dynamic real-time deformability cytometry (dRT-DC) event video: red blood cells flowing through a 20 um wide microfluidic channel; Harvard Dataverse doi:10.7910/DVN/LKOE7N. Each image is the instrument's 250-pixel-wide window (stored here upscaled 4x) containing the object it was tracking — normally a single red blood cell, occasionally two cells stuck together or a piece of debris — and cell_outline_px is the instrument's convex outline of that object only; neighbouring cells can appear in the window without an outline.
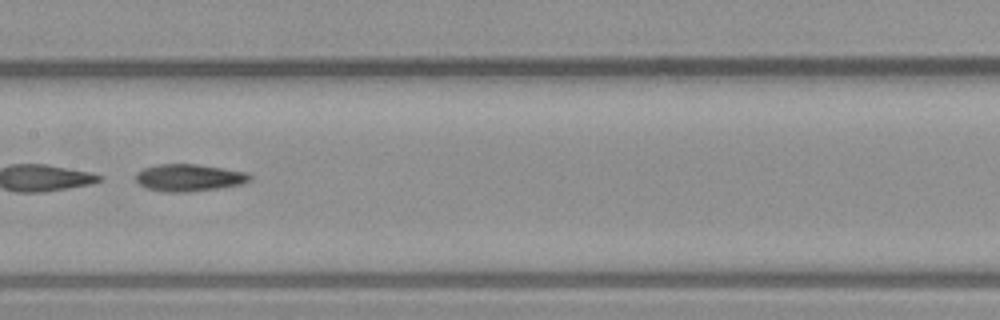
{"species": "common noctule bat (a hibernating species)", "species_latin": "Nyctalus noctula", "temperature_condition": "warm", "stored_images_in_passage": 38, "camera_frame_rate_fps": 3000, "um_per_image_px": 0.085, "animal": {"sex": "male", "body_mass_g": 23.1, "forearm_length_mm": 52.7}, "frame": {"image": 1, "passage_image": 12, "time_ms": 3.667, "image_size_px": [1000, 320], "cell_outline_px": [[252, 180], [244, 184], [188, 192], [168, 192], [148, 188], [140, 184], [136, 180], [136, 172], [144, 168], [156, 164], [196, 164], [248, 172], [252, 176]], "centroid_in_image_um": [16.11, 15.09], "position_along_channel_um": 191.3, "area_um2": 18.03}, "authors_computed_cell_mechanics": {"area_um2": 18.5249, "velocity_mm_per_s": 3.7989, "shape_relaxation_time_tau1_ms": 1.9537, "shape_relaxation_time_tau2_ms": null, "deformation_change_tau1": 0.2597, "deformation_change_tau2": null}}